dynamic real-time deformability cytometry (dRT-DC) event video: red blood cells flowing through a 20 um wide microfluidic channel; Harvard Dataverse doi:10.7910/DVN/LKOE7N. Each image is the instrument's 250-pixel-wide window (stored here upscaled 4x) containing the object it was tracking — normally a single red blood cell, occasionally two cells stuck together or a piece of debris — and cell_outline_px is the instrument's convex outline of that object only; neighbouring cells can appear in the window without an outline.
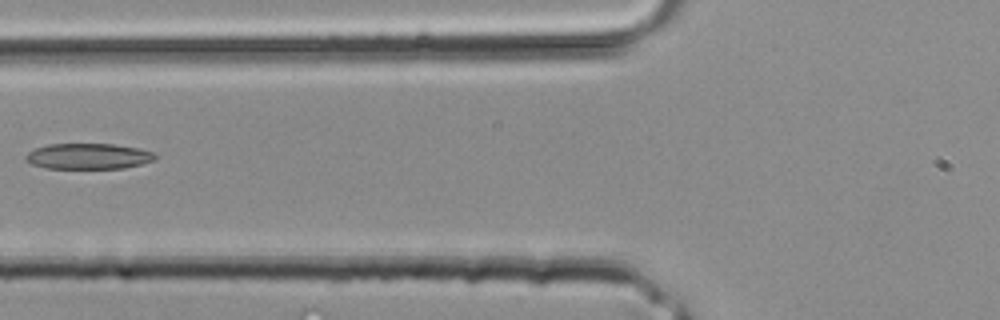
{"species": "common noctule bat (a hibernating species)", "species_latin": "Nyctalus noctula", "temperature_condition": "room temperature", "stored_images_in_passage": 4, "camera_frame_rate_fps": 3000, "um_per_image_px": 0.085, "animal": {"sex": "male", "body_mass_g": 20.4}, "frame": {"image": 1, "passage_image": 4, "time_ms": 1.0, "image_size_px": [1000, 320], "cell_outline_px": [[156, 160], [124, 168], [44, 168], [32, 164], [24, 160], [24, 156], [28, 152], [36, 148], [48, 144], [112, 144], [140, 148], [156, 152]], "centroid_in_image_um": [7.52, 13.28], "position_along_channel_um": 118.3, "area_um2": 19.54}}